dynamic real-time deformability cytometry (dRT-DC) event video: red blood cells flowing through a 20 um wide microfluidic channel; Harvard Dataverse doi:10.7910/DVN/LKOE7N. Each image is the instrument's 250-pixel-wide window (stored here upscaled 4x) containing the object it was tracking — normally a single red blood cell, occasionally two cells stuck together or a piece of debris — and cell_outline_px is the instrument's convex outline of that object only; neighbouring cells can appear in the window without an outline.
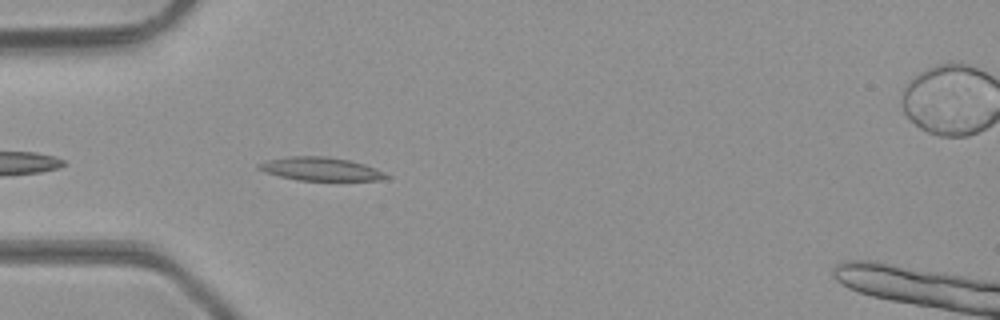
{"species": "common noctule bat (a hibernating species)", "species_latin": "Nyctalus noctula", "temperature_condition": "room temperature", "stored_images_in_passage": 24, "camera_frame_rate_fps": 3000, "um_per_image_px": 0.085, "animal": {"sex": "male", "body_mass_g": 23.1, "forearm_length_mm": 52.7}, "frame": {"image": 1, "passage_image": 3, "time_ms": 0.667, "image_size_px": [1000, 320], "cell_outline_px": [[392, 176], [380, 180], [296, 180], [264, 172], [256, 168], [256, 164], [268, 160], [288, 156], [324, 156], [348, 160], [364, 164], [376, 168]], "centroid_in_image_um": [27.23, 14.36], "position_along_channel_um": 57.8, "area_um2": 17.34}}
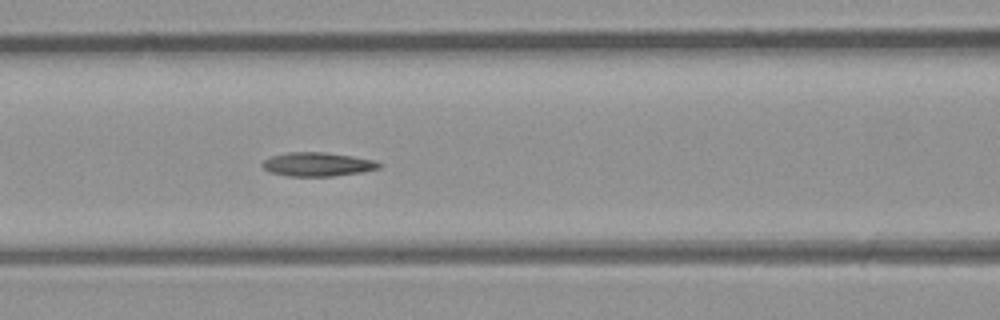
{"frame": {"image": 2, "passage_image": 9, "time_ms": 2.667, "image_size_px": [1000, 320], "cell_outline_px": [[384, 164], [380, 168], [360, 172], [332, 176], [288, 176], [268, 172], [260, 164], [264, 160], [272, 156], [288, 152], [324, 152], [352, 156], [372, 160]], "centroid_in_image_um": [26.97, 13.97], "position_along_channel_um": 139.6, "area_um2": 16.18}}
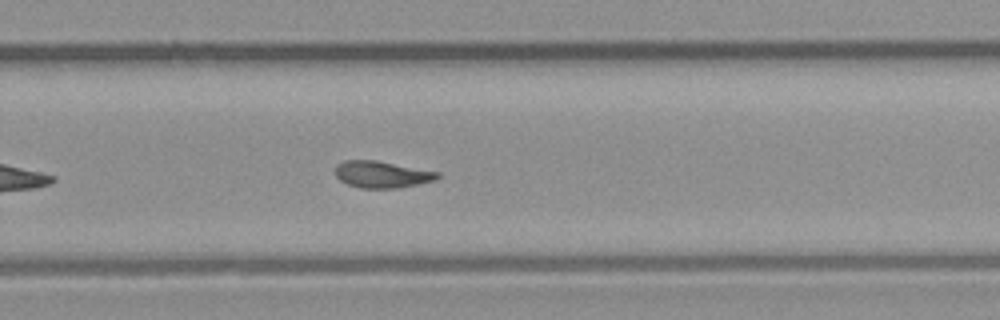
{"frame": {"image": 3, "passage_image": 20, "time_ms": 6.333, "image_size_px": [1000, 320], "cell_outline_px": [[440, 176], [436, 180], [400, 188], [360, 188], [348, 184], [340, 180], [336, 176], [336, 164], [344, 160], [376, 160], [440, 172]], "centroid_in_image_um": [32.47, 14.82], "position_along_channel_um": 297.3, "area_um2": 16.01}}